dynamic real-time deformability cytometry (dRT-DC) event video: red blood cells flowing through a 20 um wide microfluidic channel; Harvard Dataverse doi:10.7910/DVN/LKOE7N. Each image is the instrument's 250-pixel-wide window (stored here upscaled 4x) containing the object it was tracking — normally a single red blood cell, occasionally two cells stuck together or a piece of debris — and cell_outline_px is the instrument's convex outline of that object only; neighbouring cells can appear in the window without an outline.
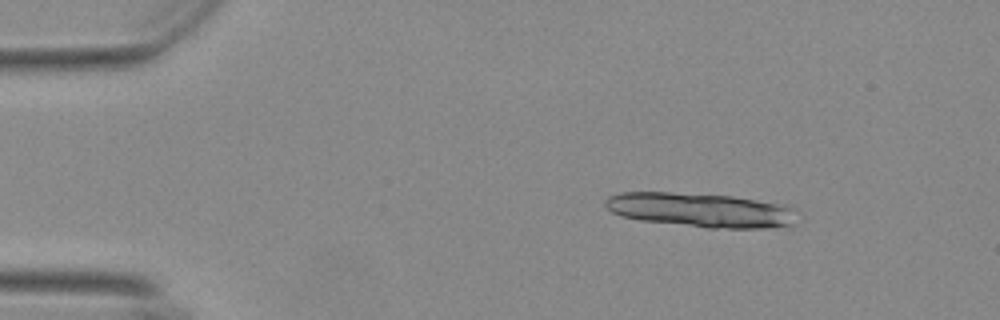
{"species": "Egyptian fruit bat (a non-hibernating species)", "species_latin": "Rousettus aegyptiacus", "temperature_condition": "warm", "stored_images_in_passage": 17, "camera_frame_rate_fps": 3000, "um_per_image_px": 0.085, "animal": {"sex": "female"}, "frame": {"image": 1, "passage_image": 8, "time_ms": 2.333, "image_size_px": [1000, 320], "cell_outline_px": [[792, 224], [764, 228], [708, 228], [640, 220], [620, 216], [612, 212], [604, 204], [604, 200], [608, 196], [620, 192], [672, 192], [732, 196], [792, 208]], "centroid_in_image_um": [59.38, 17.85], "position_along_channel_um": 25.6, "area_um2": 37.57}}